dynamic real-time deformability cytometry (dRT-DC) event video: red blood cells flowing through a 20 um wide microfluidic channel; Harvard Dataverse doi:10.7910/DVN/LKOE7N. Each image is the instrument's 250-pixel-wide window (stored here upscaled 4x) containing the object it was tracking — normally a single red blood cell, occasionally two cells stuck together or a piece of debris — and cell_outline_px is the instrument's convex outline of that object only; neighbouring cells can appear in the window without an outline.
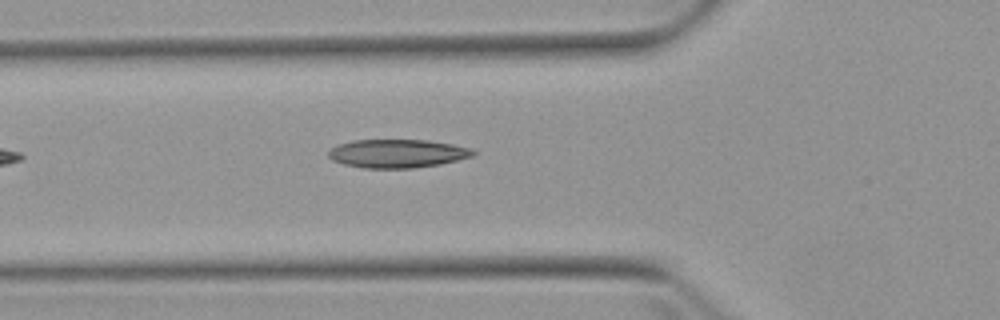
{"species": "Egyptian fruit bat (a non-hibernating species)", "species_latin": "Rousettus aegyptiacus", "temperature_condition": "warm", "stored_images_in_passage": 3, "camera_frame_rate_fps": 3000, "um_per_image_px": 0.085, "animal": {"sex": "female"}, "frame": {"image": 1, "passage_image": 3, "time_ms": 2.333, "image_size_px": [1000, 320], "cell_outline_px": [[476, 152], [472, 156], [440, 164], [412, 168], [364, 168], [344, 164], [332, 160], [328, 156], [328, 152], [332, 148], [340, 144], [352, 140], [428, 140], [452, 144], [472, 148]], "centroid_in_image_um": [33.78, 13.04], "position_along_channel_um": 92.0, "area_um2": 23.87}}